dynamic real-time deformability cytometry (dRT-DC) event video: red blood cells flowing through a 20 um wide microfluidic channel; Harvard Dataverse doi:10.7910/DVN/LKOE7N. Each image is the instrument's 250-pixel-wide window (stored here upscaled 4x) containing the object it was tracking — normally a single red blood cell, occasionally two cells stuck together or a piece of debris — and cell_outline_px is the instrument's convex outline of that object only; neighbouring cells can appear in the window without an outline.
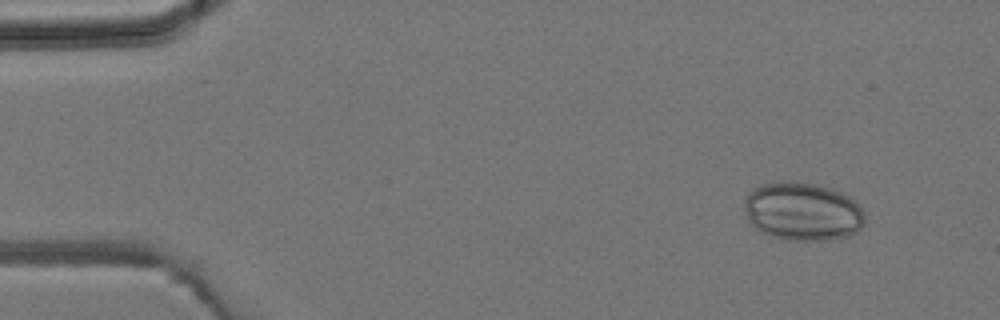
{"species": "common noctule bat (a hibernating species)", "species_latin": "Nyctalus noctula", "temperature_condition": "room temperature", "stored_images_in_passage": 5, "camera_frame_rate_fps": 3000, "um_per_image_px": 0.085, "animal": {"sex": "male", "body_mass_g": 19.2, "forearm_length_mm": 51.8}, "frame": {"image": 1, "passage_image": 1, "time_ms": 0.0, "image_size_px": [1000, 320], "cell_outline_px": [[864, 224], [856, 232], [848, 236], [832, 240], [788, 240], [772, 236], [760, 232], [748, 220], [744, 212], [744, 200], [748, 192], [752, 188], [764, 184], [784, 180], [796, 180], [816, 184], [840, 192], [848, 196], [860, 204], [864, 212]], "centroid_in_image_um": [68.21, 17.97], "position_along_channel_um": 16.8, "area_um2": 41.5}}